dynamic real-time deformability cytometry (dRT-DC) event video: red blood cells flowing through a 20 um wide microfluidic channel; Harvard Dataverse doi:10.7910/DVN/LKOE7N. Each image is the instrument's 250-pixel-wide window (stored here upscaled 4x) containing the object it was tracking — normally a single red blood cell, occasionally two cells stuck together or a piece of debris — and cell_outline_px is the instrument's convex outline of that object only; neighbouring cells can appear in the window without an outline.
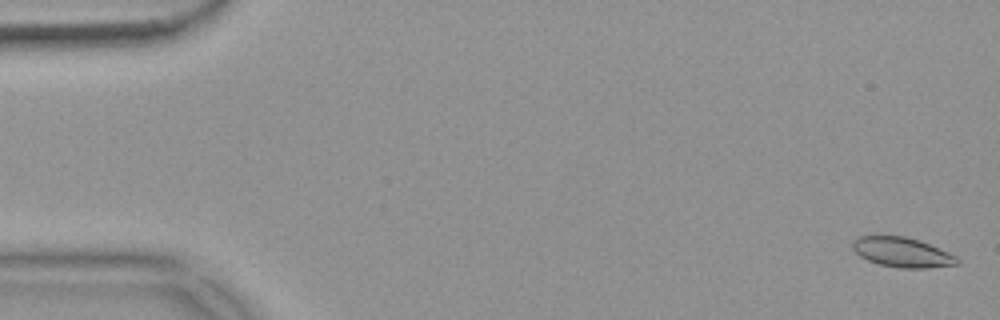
{"species": "common noctule bat (a hibernating species)", "species_latin": "Nyctalus noctula", "temperature_condition": "warm", "stored_images_in_passage": 55, "camera_frame_rate_fps": 3000, "um_per_image_px": 0.085, "animal": {"sex": "female", "body_mass_g": 18.4}, "frame": {"image": 1, "passage_image": 2, "time_ms": 0.333, "image_size_px": [1000, 320], "cell_outline_px": [[960, 264], [928, 268], [900, 268], [880, 264], [868, 260], [860, 256], [852, 248], [852, 240], [860, 236], [904, 236], [920, 240], [948, 252], [956, 256], [960, 260]], "centroid_in_image_um": [76.7, 21.44], "position_along_channel_um": 8.3, "area_um2": 18.15}}
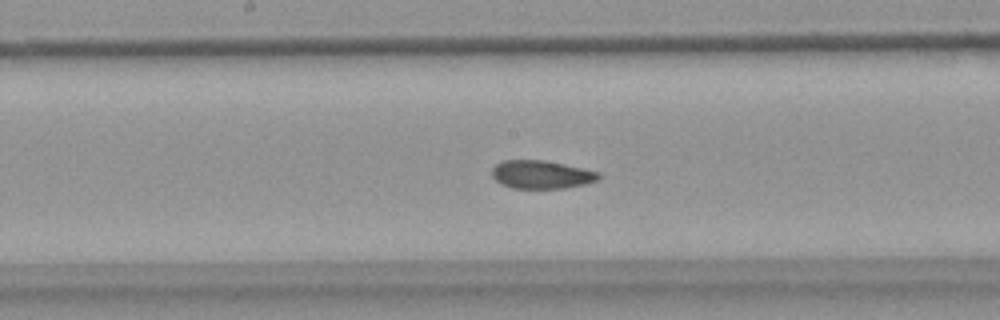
{"frame": {"image": 2, "passage_image": 29, "time_ms": 9.333, "image_size_px": [1000, 320], "cell_outline_px": [[600, 180], [584, 184], [564, 188], [512, 188], [500, 184], [492, 176], [492, 168], [496, 164], [504, 160], [544, 160], [584, 168], [600, 172]], "centroid_in_image_um": [46.03, 14.83], "position_along_channel_um": 202.2, "area_um2": 17.63}}
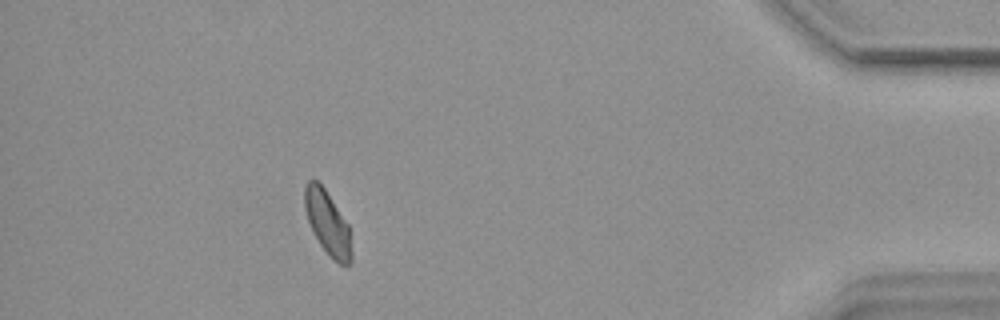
{"frame": {"image": 3, "passage_image": 50, "time_ms": 16.333, "image_size_px": [1000, 320], "cell_outline_px": [[352, 264], [340, 264], [332, 260], [320, 244], [308, 220], [304, 208], [304, 184], [312, 176], [324, 188], [348, 224], [352, 252]], "centroid_in_image_um": [27.84, 18.93], "position_along_channel_um": 407.4, "area_um2": 17.4}, "authors_computed_cell_mechanics": {"area_um2": 18.1492, "velocity_mm_per_s": 3.6929, "shape_relaxation_time_tau1_ms": null, "shape_relaxation_time_tau2_ms": 2.8904, "deformation_change_tau1": null, "deformation_change_tau2": 0.0573}}